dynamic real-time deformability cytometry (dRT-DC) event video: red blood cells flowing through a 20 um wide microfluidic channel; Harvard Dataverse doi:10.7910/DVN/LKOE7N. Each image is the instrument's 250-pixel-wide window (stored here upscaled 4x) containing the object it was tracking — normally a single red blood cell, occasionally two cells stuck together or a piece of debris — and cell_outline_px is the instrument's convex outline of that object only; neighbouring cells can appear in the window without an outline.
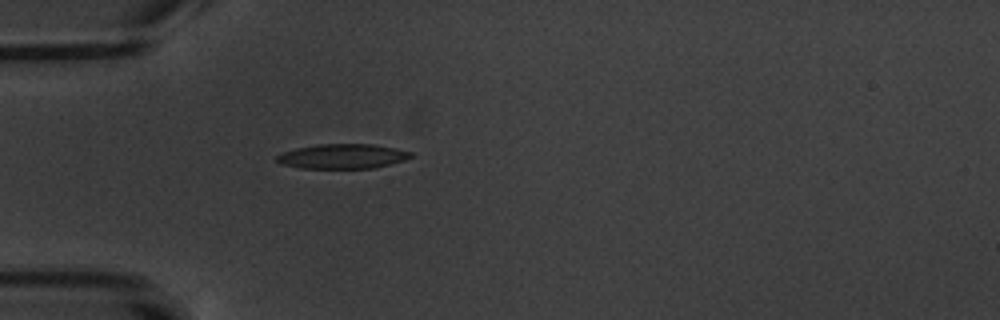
{"species": "common noctule bat (a hibernating species)", "species_latin": "Nyctalus noctula", "temperature_condition": "warm", "stored_images_in_passage": 1, "camera_frame_rate_fps": 3000, "um_per_image_px": 0.085, "animal": {"sex": "male", "body_mass_g": 20.1, "forearm_length_mm": 53.5}, "frame": {"image": 1, "passage_image": 1, "time_ms": 0.0, "image_size_px": [1000, 320], "cell_outline_px": [[412, 156], [404, 160], [372, 168], [300, 168], [280, 164], [276, 160], [276, 156], [284, 152], [296, 148], [316, 144], [372, 144], [396, 148], [412, 152]], "centroid_in_image_um": [29.09, 13.28], "position_along_channel_um": 55.9, "area_um2": 19.19}}